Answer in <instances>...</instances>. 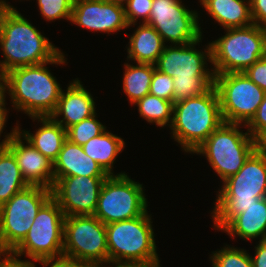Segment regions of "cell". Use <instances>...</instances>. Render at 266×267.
<instances>
[{
	"mask_svg": "<svg viewBox=\"0 0 266 267\" xmlns=\"http://www.w3.org/2000/svg\"><path fill=\"white\" fill-rule=\"evenodd\" d=\"M246 127L253 139L260 145L266 140V93L255 116Z\"/></svg>",
	"mask_w": 266,
	"mask_h": 267,
	"instance_id": "d6a6232c",
	"label": "cell"
},
{
	"mask_svg": "<svg viewBox=\"0 0 266 267\" xmlns=\"http://www.w3.org/2000/svg\"><path fill=\"white\" fill-rule=\"evenodd\" d=\"M165 45L155 28L149 24L142 23L129 38L127 58L136 61V63L155 65L159 56L163 53Z\"/></svg>",
	"mask_w": 266,
	"mask_h": 267,
	"instance_id": "603a6c76",
	"label": "cell"
},
{
	"mask_svg": "<svg viewBox=\"0 0 266 267\" xmlns=\"http://www.w3.org/2000/svg\"><path fill=\"white\" fill-rule=\"evenodd\" d=\"M110 263L115 264L114 267H161L159 262H108ZM96 267H106V265L101 264Z\"/></svg>",
	"mask_w": 266,
	"mask_h": 267,
	"instance_id": "ab89813d",
	"label": "cell"
},
{
	"mask_svg": "<svg viewBox=\"0 0 266 267\" xmlns=\"http://www.w3.org/2000/svg\"><path fill=\"white\" fill-rule=\"evenodd\" d=\"M28 186L14 154L7 147L0 148V207Z\"/></svg>",
	"mask_w": 266,
	"mask_h": 267,
	"instance_id": "d4e9b609",
	"label": "cell"
},
{
	"mask_svg": "<svg viewBox=\"0 0 266 267\" xmlns=\"http://www.w3.org/2000/svg\"><path fill=\"white\" fill-rule=\"evenodd\" d=\"M202 8L223 26L229 28L245 27L253 24L250 0H199ZM247 2V3H245Z\"/></svg>",
	"mask_w": 266,
	"mask_h": 267,
	"instance_id": "7402d4cb",
	"label": "cell"
},
{
	"mask_svg": "<svg viewBox=\"0 0 266 267\" xmlns=\"http://www.w3.org/2000/svg\"><path fill=\"white\" fill-rule=\"evenodd\" d=\"M201 38L184 45L165 46L155 64L156 69L173 78V103L204 94L214 86V71H209L206 62L212 61L211 45L204 52L195 48Z\"/></svg>",
	"mask_w": 266,
	"mask_h": 267,
	"instance_id": "277c9868",
	"label": "cell"
},
{
	"mask_svg": "<svg viewBox=\"0 0 266 267\" xmlns=\"http://www.w3.org/2000/svg\"><path fill=\"white\" fill-rule=\"evenodd\" d=\"M198 19V13L186 9L181 0H153L146 24L155 28L164 43L184 45L202 36Z\"/></svg>",
	"mask_w": 266,
	"mask_h": 267,
	"instance_id": "5bb4252c",
	"label": "cell"
},
{
	"mask_svg": "<svg viewBox=\"0 0 266 267\" xmlns=\"http://www.w3.org/2000/svg\"><path fill=\"white\" fill-rule=\"evenodd\" d=\"M70 21L108 34L128 28L124 6L107 0H74Z\"/></svg>",
	"mask_w": 266,
	"mask_h": 267,
	"instance_id": "2e32d148",
	"label": "cell"
},
{
	"mask_svg": "<svg viewBox=\"0 0 266 267\" xmlns=\"http://www.w3.org/2000/svg\"><path fill=\"white\" fill-rule=\"evenodd\" d=\"M244 73L266 92V55L248 67Z\"/></svg>",
	"mask_w": 266,
	"mask_h": 267,
	"instance_id": "836d02e7",
	"label": "cell"
},
{
	"mask_svg": "<svg viewBox=\"0 0 266 267\" xmlns=\"http://www.w3.org/2000/svg\"><path fill=\"white\" fill-rule=\"evenodd\" d=\"M225 31L210 43L214 74L244 72L266 55V28L252 24Z\"/></svg>",
	"mask_w": 266,
	"mask_h": 267,
	"instance_id": "8992f818",
	"label": "cell"
},
{
	"mask_svg": "<svg viewBox=\"0 0 266 267\" xmlns=\"http://www.w3.org/2000/svg\"><path fill=\"white\" fill-rule=\"evenodd\" d=\"M64 219L62 209L51 197L38 211L24 239L10 252L40 262L63 258Z\"/></svg>",
	"mask_w": 266,
	"mask_h": 267,
	"instance_id": "9c48e42d",
	"label": "cell"
},
{
	"mask_svg": "<svg viewBox=\"0 0 266 267\" xmlns=\"http://www.w3.org/2000/svg\"><path fill=\"white\" fill-rule=\"evenodd\" d=\"M212 253V267H253L251 256L244 249L228 245Z\"/></svg>",
	"mask_w": 266,
	"mask_h": 267,
	"instance_id": "f1b7e54d",
	"label": "cell"
},
{
	"mask_svg": "<svg viewBox=\"0 0 266 267\" xmlns=\"http://www.w3.org/2000/svg\"><path fill=\"white\" fill-rule=\"evenodd\" d=\"M5 97L0 101V136L1 133L4 130V125L6 123V119H7V109L5 108ZM19 131V125L15 128H12V132H10L9 134H7L2 142H0V148H6L8 146V144L11 142V140L13 139V137L16 135V133Z\"/></svg>",
	"mask_w": 266,
	"mask_h": 267,
	"instance_id": "d590c367",
	"label": "cell"
},
{
	"mask_svg": "<svg viewBox=\"0 0 266 267\" xmlns=\"http://www.w3.org/2000/svg\"><path fill=\"white\" fill-rule=\"evenodd\" d=\"M82 147L84 153L96 161L108 175H113L114 161L125 147V142L121 137L105 130Z\"/></svg>",
	"mask_w": 266,
	"mask_h": 267,
	"instance_id": "cb8c5ba5",
	"label": "cell"
},
{
	"mask_svg": "<svg viewBox=\"0 0 266 267\" xmlns=\"http://www.w3.org/2000/svg\"><path fill=\"white\" fill-rule=\"evenodd\" d=\"M40 13L46 21L67 19L70 21L74 0H37Z\"/></svg>",
	"mask_w": 266,
	"mask_h": 267,
	"instance_id": "f546056e",
	"label": "cell"
},
{
	"mask_svg": "<svg viewBox=\"0 0 266 267\" xmlns=\"http://www.w3.org/2000/svg\"><path fill=\"white\" fill-rule=\"evenodd\" d=\"M261 146L266 148V140L261 144Z\"/></svg>",
	"mask_w": 266,
	"mask_h": 267,
	"instance_id": "f6af8a7d",
	"label": "cell"
},
{
	"mask_svg": "<svg viewBox=\"0 0 266 267\" xmlns=\"http://www.w3.org/2000/svg\"><path fill=\"white\" fill-rule=\"evenodd\" d=\"M8 3H6V1L4 0H0V9L7 6Z\"/></svg>",
	"mask_w": 266,
	"mask_h": 267,
	"instance_id": "7bdbcfd3",
	"label": "cell"
},
{
	"mask_svg": "<svg viewBox=\"0 0 266 267\" xmlns=\"http://www.w3.org/2000/svg\"><path fill=\"white\" fill-rule=\"evenodd\" d=\"M153 0H130L125 8V17L128 27L135 25L138 18H142L146 23L150 17Z\"/></svg>",
	"mask_w": 266,
	"mask_h": 267,
	"instance_id": "1f68e13d",
	"label": "cell"
},
{
	"mask_svg": "<svg viewBox=\"0 0 266 267\" xmlns=\"http://www.w3.org/2000/svg\"><path fill=\"white\" fill-rule=\"evenodd\" d=\"M253 24L266 28V0H250Z\"/></svg>",
	"mask_w": 266,
	"mask_h": 267,
	"instance_id": "e575fe53",
	"label": "cell"
},
{
	"mask_svg": "<svg viewBox=\"0 0 266 267\" xmlns=\"http://www.w3.org/2000/svg\"><path fill=\"white\" fill-rule=\"evenodd\" d=\"M54 179L68 176L108 177L109 175L83 147L66 139L57 159L53 162Z\"/></svg>",
	"mask_w": 266,
	"mask_h": 267,
	"instance_id": "d6986e66",
	"label": "cell"
},
{
	"mask_svg": "<svg viewBox=\"0 0 266 267\" xmlns=\"http://www.w3.org/2000/svg\"><path fill=\"white\" fill-rule=\"evenodd\" d=\"M266 148L261 145L240 170L223 181L212 211L214 229L221 230L250 205L265 197Z\"/></svg>",
	"mask_w": 266,
	"mask_h": 267,
	"instance_id": "3957f363",
	"label": "cell"
},
{
	"mask_svg": "<svg viewBox=\"0 0 266 267\" xmlns=\"http://www.w3.org/2000/svg\"><path fill=\"white\" fill-rule=\"evenodd\" d=\"M214 75L223 121L246 126L255 116L266 92L244 72Z\"/></svg>",
	"mask_w": 266,
	"mask_h": 267,
	"instance_id": "4fadbf2b",
	"label": "cell"
},
{
	"mask_svg": "<svg viewBox=\"0 0 266 267\" xmlns=\"http://www.w3.org/2000/svg\"><path fill=\"white\" fill-rule=\"evenodd\" d=\"M40 263L44 266H50V267H94L92 265L66 259V258H59V259H51L46 261H40Z\"/></svg>",
	"mask_w": 266,
	"mask_h": 267,
	"instance_id": "8d00e7d4",
	"label": "cell"
},
{
	"mask_svg": "<svg viewBox=\"0 0 266 267\" xmlns=\"http://www.w3.org/2000/svg\"><path fill=\"white\" fill-rule=\"evenodd\" d=\"M36 265L30 260H21L10 253H5L4 258H0V267H35Z\"/></svg>",
	"mask_w": 266,
	"mask_h": 267,
	"instance_id": "74e56055",
	"label": "cell"
},
{
	"mask_svg": "<svg viewBox=\"0 0 266 267\" xmlns=\"http://www.w3.org/2000/svg\"><path fill=\"white\" fill-rule=\"evenodd\" d=\"M173 78L169 75L154 69L151 79L149 94L173 102L174 86Z\"/></svg>",
	"mask_w": 266,
	"mask_h": 267,
	"instance_id": "4dcf8cb0",
	"label": "cell"
},
{
	"mask_svg": "<svg viewBox=\"0 0 266 267\" xmlns=\"http://www.w3.org/2000/svg\"><path fill=\"white\" fill-rule=\"evenodd\" d=\"M5 93H7L5 73L0 70V101L5 97Z\"/></svg>",
	"mask_w": 266,
	"mask_h": 267,
	"instance_id": "60d3db41",
	"label": "cell"
},
{
	"mask_svg": "<svg viewBox=\"0 0 266 267\" xmlns=\"http://www.w3.org/2000/svg\"><path fill=\"white\" fill-rule=\"evenodd\" d=\"M246 210L236 215L222 230L232 238L236 235L244 240L261 237L266 240V197L260 198Z\"/></svg>",
	"mask_w": 266,
	"mask_h": 267,
	"instance_id": "ffe728a7",
	"label": "cell"
},
{
	"mask_svg": "<svg viewBox=\"0 0 266 267\" xmlns=\"http://www.w3.org/2000/svg\"><path fill=\"white\" fill-rule=\"evenodd\" d=\"M65 61L64 54L60 52L50 62L19 67L5 73L6 91L11 97L12 106L30 117L51 116L62 88L45 65H63Z\"/></svg>",
	"mask_w": 266,
	"mask_h": 267,
	"instance_id": "7a4b0ae2",
	"label": "cell"
},
{
	"mask_svg": "<svg viewBox=\"0 0 266 267\" xmlns=\"http://www.w3.org/2000/svg\"><path fill=\"white\" fill-rule=\"evenodd\" d=\"M51 197V189L29 185L0 207V246L6 253L24 239L38 211Z\"/></svg>",
	"mask_w": 266,
	"mask_h": 267,
	"instance_id": "30bf717a",
	"label": "cell"
},
{
	"mask_svg": "<svg viewBox=\"0 0 266 267\" xmlns=\"http://www.w3.org/2000/svg\"><path fill=\"white\" fill-rule=\"evenodd\" d=\"M107 177L68 176L54 179L52 198L65 217L94 215L101 187Z\"/></svg>",
	"mask_w": 266,
	"mask_h": 267,
	"instance_id": "9a60e30c",
	"label": "cell"
},
{
	"mask_svg": "<svg viewBox=\"0 0 266 267\" xmlns=\"http://www.w3.org/2000/svg\"><path fill=\"white\" fill-rule=\"evenodd\" d=\"M123 77V91L131 104H135L149 94L151 79L156 66L148 63L131 65L126 63Z\"/></svg>",
	"mask_w": 266,
	"mask_h": 267,
	"instance_id": "484cf974",
	"label": "cell"
},
{
	"mask_svg": "<svg viewBox=\"0 0 266 267\" xmlns=\"http://www.w3.org/2000/svg\"><path fill=\"white\" fill-rule=\"evenodd\" d=\"M31 118L33 121L36 119L40 121L41 127L34 134L21 130V128H19V132L35 149L54 162L67 139L66 129L50 116Z\"/></svg>",
	"mask_w": 266,
	"mask_h": 267,
	"instance_id": "44dd1931",
	"label": "cell"
},
{
	"mask_svg": "<svg viewBox=\"0 0 266 267\" xmlns=\"http://www.w3.org/2000/svg\"><path fill=\"white\" fill-rule=\"evenodd\" d=\"M253 267H266V240L260 241L255 247V255L252 258Z\"/></svg>",
	"mask_w": 266,
	"mask_h": 267,
	"instance_id": "f35d334b",
	"label": "cell"
},
{
	"mask_svg": "<svg viewBox=\"0 0 266 267\" xmlns=\"http://www.w3.org/2000/svg\"><path fill=\"white\" fill-rule=\"evenodd\" d=\"M241 125L223 122L193 152L205 155L222 181L236 174L260 146L248 131L243 133L239 130Z\"/></svg>",
	"mask_w": 266,
	"mask_h": 267,
	"instance_id": "52a82bcc",
	"label": "cell"
},
{
	"mask_svg": "<svg viewBox=\"0 0 266 267\" xmlns=\"http://www.w3.org/2000/svg\"><path fill=\"white\" fill-rule=\"evenodd\" d=\"M94 114L96 110L93 97L80 80L75 79L69 84L66 92L61 91L57 106L50 117L67 129ZM60 116H63V119L58 120Z\"/></svg>",
	"mask_w": 266,
	"mask_h": 267,
	"instance_id": "ac0fdd59",
	"label": "cell"
},
{
	"mask_svg": "<svg viewBox=\"0 0 266 267\" xmlns=\"http://www.w3.org/2000/svg\"><path fill=\"white\" fill-rule=\"evenodd\" d=\"M96 115L97 113L68 127L66 129L67 139L72 143L83 146L90 139L102 134L106 127L96 119Z\"/></svg>",
	"mask_w": 266,
	"mask_h": 267,
	"instance_id": "83f0119b",
	"label": "cell"
},
{
	"mask_svg": "<svg viewBox=\"0 0 266 267\" xmlns=\"http://www.w3.org/2000/svg\"><path fill=\"white\" fill-rule=\"evenodd\" d=\"M135 105L138 106L139 114L149 123H155L159 127L169 126L172 122L173 102L159 98L152 94H146L138 100Z\"/></svg>",
	"mask_w": 266,
	"mask_h": 267,
	"instance_id": "4316f807",
	"label": "cell"
},
{
	"mask_svg": "<svg viewBox=\"0 0 266 267\" xmlns=\"http://www.w3.org/2000/svg\"><path fill=\"white\" fill-rule=\"evenodd\" d=\"M63 258L94 267L108 265L106 225L94 215L65 217Z\"/></svg>",
	"mask_w": 266,
	"mask_h": 267,
	"instance_id": "8fae6325",
	"label": "cell"
},
{
	"mask_svg": "<svg viewBox=\"0 0 266 267\" xmlns=\"http://www.w3.org/2000/svg\"><path fill=\"white\" fill-rule=\"evenodd\" d=\"M143 215L106 225L108 262H160L151 224Z\"/></svg>",
	"mask_w": 266,
	"mask_h": 267,
	"instance_id": "ba28073f",
	"label": "cell"
},
{
	"mask_svg": "<svg viewBox=\"0 0 266 267\" xmlns=\"http://www.w3.org/2000/svg\"><path fill=\"white\" fill-rule=\"evenodd\" d=\"M110 2H113L115 4L121 5V6H126V4L130 1V0H107ZM125 2V4H124Z\"/></svg>",
	"mask_w": 266,
	"mask_h": 267,
	"instance_id": "b9f144b4",
	"label": "cell"
},
{
	"mask_svg": "<svg viewBox=\"0 0 266 267\" xmlns=\"http://www.w3.org/2000/svg\"><path fill=\"white\" fill-rule=\"evenodd\" d=\"M6 252L1 248V246H0V258H1V256H4V254H5Z\"/></svg>",
	"mask_w": 266,
	"mask_h": 267,
	"instance_id": "ee69618b",
	"label": "cell"
},
{
	"mask_svg": "<svg viewBox=\"0 0 266 267\" xmlns=\"http://www.w3.org/2000/svg\"><path fill=\"white\" fill-rule=\"evenodd\" d=\"M147 211L142 184L125 172L109 175L104 181L94 216L103 224L139 217Z\"/></svg>",
	"mask_w": 266,
	"mask_h": 267,
	"instance_id": "7c38bea8",
	"label": "cell"
},
{
	"mask_svg": "<svg viewBox=\"0 0 266 267\" xmlns=\"http://www.w3.org/2000/svg\"><path fill=\"white\" fill-rule=\"evenodd\" d=\"M0 48L4 54L0 70L4 73L50 62L61 52L10 4L0 9Z\"/></svg>",
	"mask_w": 266,
	"mask_h": 267,
	"instance_id": "6da1fadb",
	"label": "cell"
},
{
	"mask_svg": "<svg viewBox=\"0 0 266 267\" xmlns=\"http://www.w3.org/2000/svg\"><path fill=\"white\" fill-rule=\"evenodd\" d=\"M22 140H25L27 145ZM7 148L14 154L22 176L29 185L52 189L54 185V171L53 162L50 159L35 149L19 131Z\"/></svg>",
	"mask_w": 266,
	"mask_h": 267,
	"instance_id": "e0dca14e",
	"label": "cell"
},
{
	"mask_svg": "<svg viewBox=\"0 0 266 267\" xmlns=\"http://www.w3.org/2000/svg\"><path fill=\"white\" fill-rule=\"evenodd\" d=\"M223 122L214 86L204 94L173 103L170 129L185 152L193 153Z\"/></svg>",
	"mask_w": 266,
	"mask_h": 267,
	"instance_id": "5b68a950",
	"label": "cell"
}]
</instances>
